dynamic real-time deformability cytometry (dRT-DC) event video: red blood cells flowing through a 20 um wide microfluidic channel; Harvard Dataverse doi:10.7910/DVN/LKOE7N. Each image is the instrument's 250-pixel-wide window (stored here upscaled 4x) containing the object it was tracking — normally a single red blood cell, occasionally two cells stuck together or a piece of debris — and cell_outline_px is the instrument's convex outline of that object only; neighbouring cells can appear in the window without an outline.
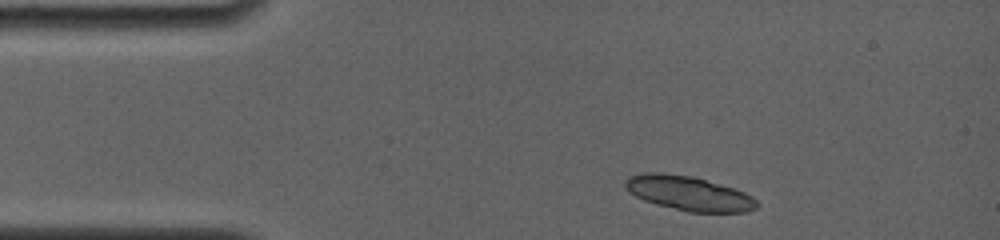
{"species": "common noctule bat (a hibernating species)", "species_latin": "Nyctalus noctula", "temperature_condition": "room temperature", "stored_images_in_passage": 2, "camera_frame_rate_fps": 4000, "um_per_image_px": 0.085, "animal": {"sex": "female", "body_mass_g": 19.0, "forearm_length_mm": 56.7}, "frame": {"image": 1, "passage_image": 1, "time_ms": 0.0, "image_size_px": [1000, 240], "cell_outline_px": [[756, 208], [748, 212], [688, 212], [656, 204], [644, 200], [628, 192], [624, 188], [624, 180], [628, 176], [644, 172], [660, 172], [692, 176], [732, 188], [744, 192], [752, 196], [756, 200]], "centroid_in_image_um": [58.48, 16.42], "position_along_channel_um": 26.5, "area_um2": 26.41}}